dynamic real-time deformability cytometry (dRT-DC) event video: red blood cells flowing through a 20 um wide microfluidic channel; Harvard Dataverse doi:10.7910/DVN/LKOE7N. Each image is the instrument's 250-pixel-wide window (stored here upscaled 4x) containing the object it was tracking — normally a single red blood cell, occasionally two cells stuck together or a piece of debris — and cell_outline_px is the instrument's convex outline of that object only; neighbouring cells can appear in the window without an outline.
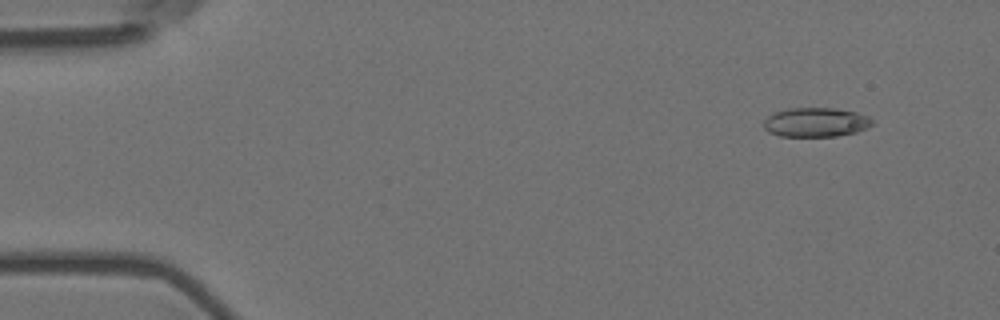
{"species": "Egyptian fruit bat (a non-hibernating species)", "species_latin": "Rousettus aegyptiacus", "temperature_condition": "room temperature", "stored_images_in_passage": 5, "camera_frame_rate_fps": 3000, "um_per_image_px": 0.085, "animal": {"sex": "female"}, "frame": {"image": 1, "passage_image": 2, "time_ms": 0.333, "image_size_px": [1000, 320], "cell_outline_px": [[872, 124], [868, 128], [856, 132], [836, 136], [780, 136], [768, 132], [764, 128], [764, 120], [768, 116], [776, 112], [788, 108], [836, 108], [856, 112], [868, 116], [872, 120]], "centroid_in_image_um": [69.35, 10.39], "position_along_channel_um": 15.7, "area_um2": 18.5}}
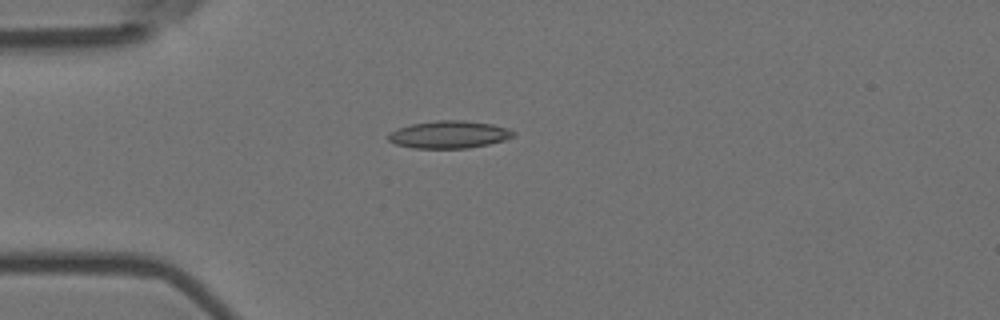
{"frame": {"image": 2, "passage_image": 5, "time_ms": 1.333, "image_size_px": [1000, 320], "cell_outline_px": [[516, 136], [504, 140], [488, 144], [468, 148], [412, 148], [396, 144], [388, 140], [388, 136], [396, 128], [412, 124], [436, 120], [464, 120], [492, 124], [508, 128], [516, 132]], "centroid_in_image_um": [38.2, 11.43], "position_along_channel_um": 46.8, "area_um2": 20.06}}